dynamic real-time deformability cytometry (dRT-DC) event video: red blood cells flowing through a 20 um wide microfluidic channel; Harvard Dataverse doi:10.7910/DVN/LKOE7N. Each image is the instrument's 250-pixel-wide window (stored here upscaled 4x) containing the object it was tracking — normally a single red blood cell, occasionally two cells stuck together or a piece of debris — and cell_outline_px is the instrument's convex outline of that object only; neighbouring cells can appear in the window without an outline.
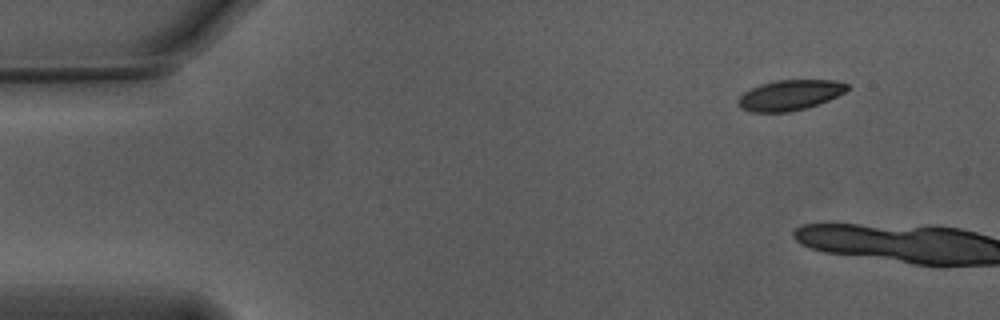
{"species": "Egyptian fruit bat (a non-hibernating species)", "species_latin": "Rousettus aegyptiacus", "temperature_condition": "warm", "stored_images_in_passage": 3, "camera_frame_rate_fps": 3000, "um_per_image_px": 0.085, "animal": {"sex": "male"}, "frame": {"image": 1, "passage_image": 1, "time_ms": 0.0, "image_size_px": [1000, 320], "cell_outline_px": [[848, 88], [844, 92], [828, 100], [808, 108], [788, 112], [752, 112], [740, 108], [736, 100], [744, 92], [760, 84], [776, 80], [832, 80], [848, 84]], "centroid_in_image_um": [67.1, 8.09], "position_along_channel_um": 17.9, "area_um2": 19.25}}